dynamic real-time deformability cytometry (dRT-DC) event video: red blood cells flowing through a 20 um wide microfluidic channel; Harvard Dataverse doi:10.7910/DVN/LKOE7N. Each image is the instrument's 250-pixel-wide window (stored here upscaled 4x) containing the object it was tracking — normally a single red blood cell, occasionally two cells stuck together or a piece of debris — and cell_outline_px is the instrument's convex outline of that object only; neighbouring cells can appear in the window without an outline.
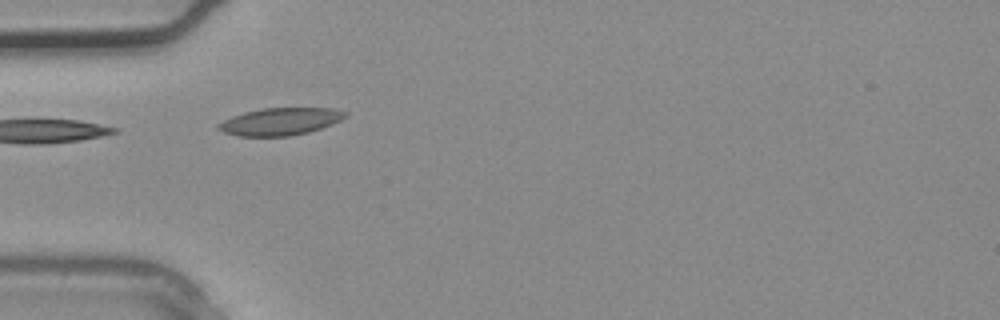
{"species": "common noctule bat (a hibernating species)", "species_latin": "Nyctalus noctula", "temperature_condition": "warm", "stored_images_in_passage": 3, "camera_frame_rate_fps": 3000, "um_per_image_px": 0.085, "animal": {"sex": "male", "body_mass_g": 20.4}, "frame": {"image": 1, "passage_image": 3, "time_ms": 0.667, "image_size_px": [1000, 320], "cell_outline_px": [[348, 116], [332, 124], [308, 132], [288, 136], [240, 136], [224, 132], [216, 128], [216, 124], [232, 116], [244, 112], [264, 108], [336, 108], [348, 112]], "centroid_in_image_um": [23.83, 10.32], "position_along_channel_um": 61.2, "area_um2": 20.23}}